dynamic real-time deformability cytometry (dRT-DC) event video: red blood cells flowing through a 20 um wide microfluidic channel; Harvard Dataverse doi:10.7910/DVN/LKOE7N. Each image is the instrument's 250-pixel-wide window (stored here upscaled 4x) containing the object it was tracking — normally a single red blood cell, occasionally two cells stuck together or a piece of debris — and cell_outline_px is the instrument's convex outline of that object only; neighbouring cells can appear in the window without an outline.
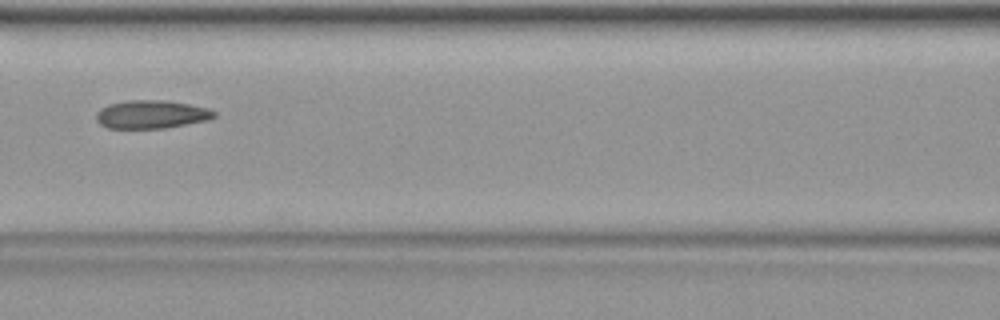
{"species": "common noctule bat (a hibernating species)", "species_latin": "Nyctalus noctula", "temperature_condition": "warm", "stored_images_in_passage": 42, "camera_frame_rate_fps": 3000, "um_per_image_px": 0.085, "animal": {"sex": "female", "body_mass_g": 19.9}, "frame": {"image": 1, "passage_image": 19, "time_ms": 6.0, "image_size_px": [1000, 320], "cell_outline_px": [[216, 116], [208, 120], [164, 128], [108, 128], [100, 124], [96, 120], [96, 112], [100, 108], [108, 104], [128, 100], [164, 100], [188, 104], [208, 108], [216, 112]], "centroid_in_image_um": [12.84, 9.72], "position_along_channel_um": 153.8, "area_um2": 19.42}}